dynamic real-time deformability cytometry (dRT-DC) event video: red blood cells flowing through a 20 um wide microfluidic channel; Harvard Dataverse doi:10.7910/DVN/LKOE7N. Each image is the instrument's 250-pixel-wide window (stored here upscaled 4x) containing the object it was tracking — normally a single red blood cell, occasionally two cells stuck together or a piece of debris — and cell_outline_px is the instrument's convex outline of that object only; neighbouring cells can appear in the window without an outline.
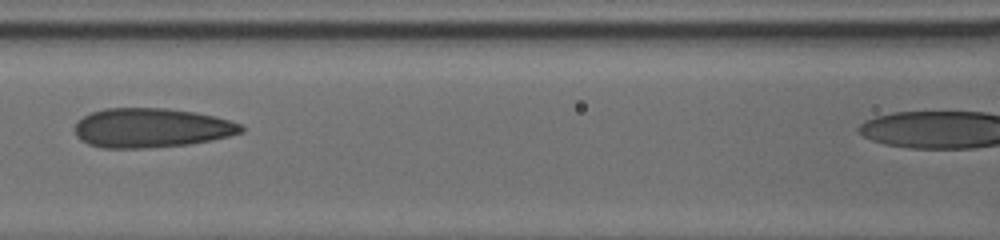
{"species": "human", "species_latin": "Homo sapiens", "temperature_condition": "cold", "stored_images_in_passage": 26, "camera_frame_rate_fps": 3000, "um_per_image_px": 0.085, "donor": {"sex": "male"}, "frame": {"image": 1, "passage_image": 8, "time_ms": 5.667, "image_size_px": [1000, 240], "cell_outline_px": [[244, 132], [212, 140], [188, 144], [144, 148], [100, 148], [88, 144], [80, 140], [76, 136], [76, 120], [92, 112], [104, 108], [168, 108], [196, 112], [228, 120], [240, 124], [244, 128]], "centroid_in_image_um": [12.83, 10.87], "position_along_channel_um": 153.8, "area_um2": 38.21}}
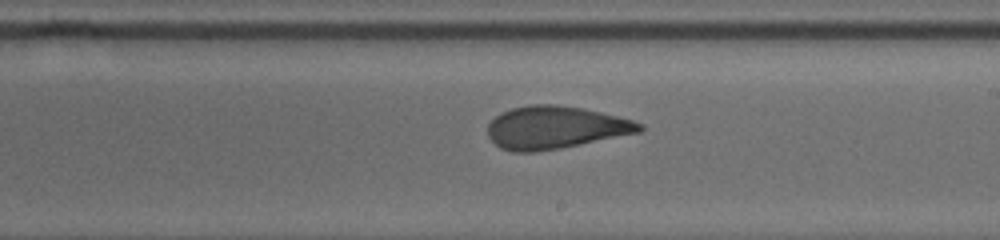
{"frame": {"image": 2, "passage_image": 13, "time_ms": 8.0, "image_size_px": [1000, 240], "cell_outline_px": [[644, 128], [640, 132], [560, 148], [536, 152], [512, 152], [500, 148], [488, 136], [488, 124], [500, 112], [512, 108], [528, 104], [556, 104], [584, 108], [632, 120], [644, 124]], "centroid_in_image_um": [47.18, 10.83], "position_along_channel_um": 241.8, "area_um2": 37.74}}
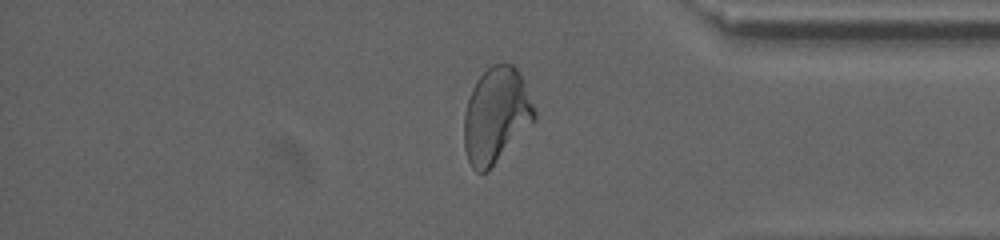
{"frame": {"image": 3, "passage_image": 25, "time_ms": 12.333, "image_size_px": [1000, 240], "cell_outline_px": [[536, 120], [488, 172], [476, 172], [472, 168], [468, 160], [464, 148], [464, 112], [472, 88], [476, 80], [492, 64], [512, 64], [516, 68], [520, 76], [536, 112]], "centroid_in_image_um": [42.15, 9.85], "position_along_channel_um": 393.1, "area_um2": 39.02}}